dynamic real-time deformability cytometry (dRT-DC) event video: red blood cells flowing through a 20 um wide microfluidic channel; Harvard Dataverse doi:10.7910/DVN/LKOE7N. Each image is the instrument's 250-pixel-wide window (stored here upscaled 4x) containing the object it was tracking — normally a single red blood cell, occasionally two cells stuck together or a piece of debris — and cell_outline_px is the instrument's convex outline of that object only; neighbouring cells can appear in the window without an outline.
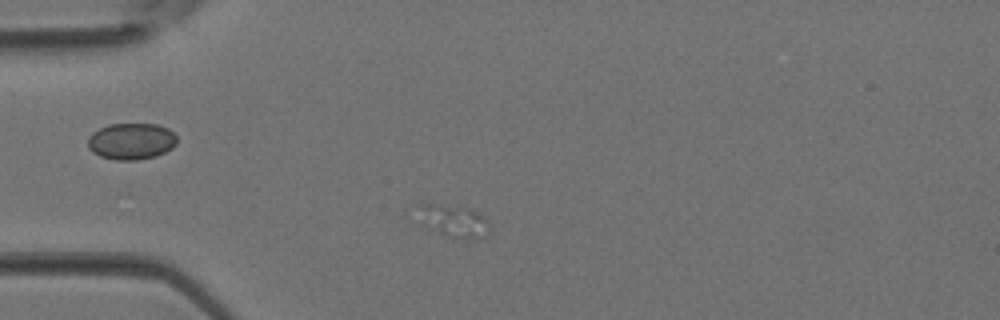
{"species": "Egyptian fruit bat (a non-hibernating species)", "species_latin": "Rousettus aegyptiacus", "temperature_condition": "room temperature", "stored_images_in_passage": 5, "camera_frame_rate_fps": 3000, "um_per_image_px": 0.085, "animal": {"sex": "female"}, "frame": {"image": 1, "passage_image": 4, "time_ms": 1.0, "image_size_px": [1000, 320], "cell_outline_px": [[488, 228], [480, 240], [456, 236], [440, 232], [424, 224], [416, 204], [432, 204], [468, 208], [484, 216], [488, 220]], "centroid_in_image_um": [38.6, 18.75], "position_along_channel_um": 46.4, "area_um2": 12.6}}